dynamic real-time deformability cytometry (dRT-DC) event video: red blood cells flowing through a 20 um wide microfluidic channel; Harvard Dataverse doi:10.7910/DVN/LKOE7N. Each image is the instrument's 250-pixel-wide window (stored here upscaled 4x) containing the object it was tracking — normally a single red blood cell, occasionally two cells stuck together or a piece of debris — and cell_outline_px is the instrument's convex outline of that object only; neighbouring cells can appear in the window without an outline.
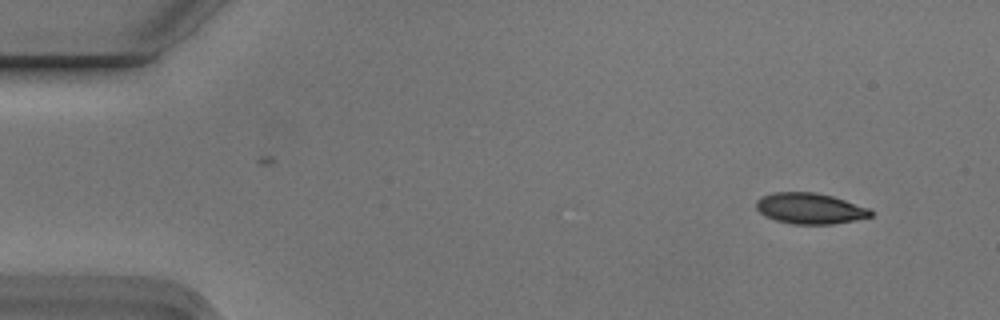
{"species": "Egyptian fruit bat (a non-hibernating species)", "species_latin": "Rousettus aegyptiacus", "temperature_condition": "cold", "stored_images_in_passage": 4, "camera_frame_rate_fps": 3000, "um_per_image_px": 0.085, "animal": {"sex": "male"}, "frame": {"image": 1, "passage_image": 1, "time_ms": 0.0, "image_size_px": [1000, 320], "cell_outline_px": [[872, 216], [856, 220], [832, 224], [792, 224], [776, 220], [764, 216], [756, 208], [756, 200], [764, 196], [776, 192], [816, 192], [832, 196], [868, 208], [872, 212]], "centroid_in_image_um": [68.83, 17.72], "position_along_channel_um": 16.2, "area_um2": 20.46}}
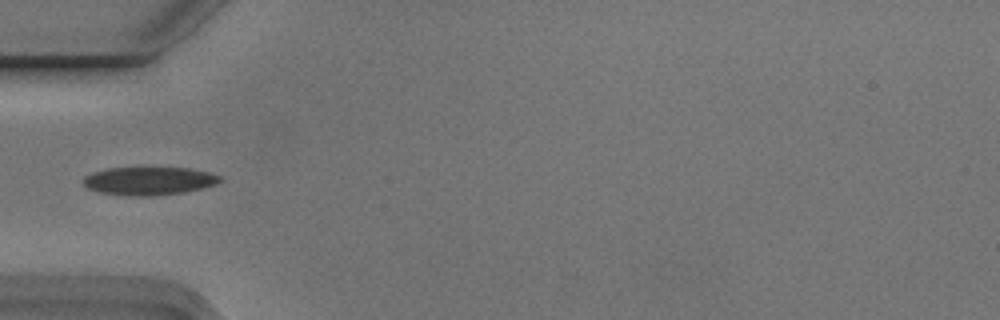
{"frame": {"image": 2, "passage_image": 4, "time_ms": 1.0, "image_size_px": [1000, 320], "cell_outline_px": [[224, 180], [216, 184], [204, 188], [184, 192], [152, 196], [124, 196], [100, 192], [88, 188], [80, 180], [84, 176], [92, 172], [108, 168], [188, 168], [208, 172], [220, 176]], "centroid_in_image_um": [12.65, 15.38], "position_along_channel_um": 72.3, "area_um2": 22.6}}